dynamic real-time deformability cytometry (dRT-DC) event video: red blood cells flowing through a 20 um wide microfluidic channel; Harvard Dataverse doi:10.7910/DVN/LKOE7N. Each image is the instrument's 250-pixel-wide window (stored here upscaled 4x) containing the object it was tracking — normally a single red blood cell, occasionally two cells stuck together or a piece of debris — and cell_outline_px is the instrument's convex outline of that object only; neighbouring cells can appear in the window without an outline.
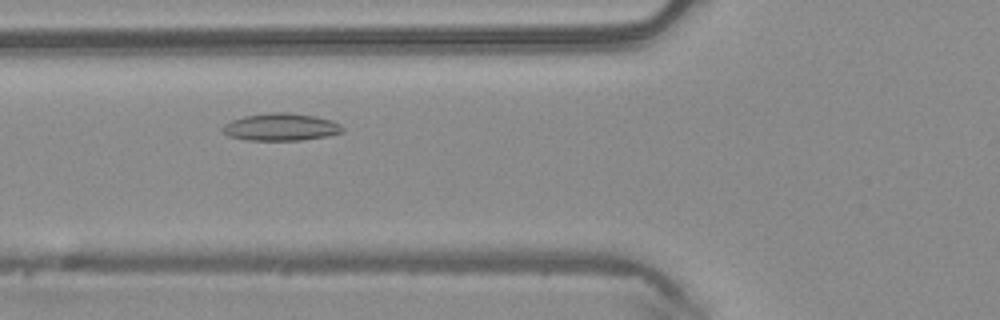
{"species": "common noctule bat (a hibernating species)", "species_latin": "Nyctalus noctula", "temperature_condition": "warm", "stored_images_in_passage": 30, "camera_frame_rate_fps": 3000, "um_per_image_px": 0.085, "animal": {"sex": "male", "body_mass_g": 20.4}, "frame": {"image": 1, "passage_image": 4, "time_ms": 1.0, "image_size_px": [1000, 320], "cell_outline_px": [[344, 132], [328, 136], [300, 140], [248, 140], [228, 136], [220, 128], [224, 124], [232, 120], [244, 116], [268, 112], [288, 112], [316, 116], [332, 120], [340, 124], [344, 128]], "centroid_in_image_um": [23.89, 10.79], "position_along_channel_um": 101.9, "area_um2": 19.31}}
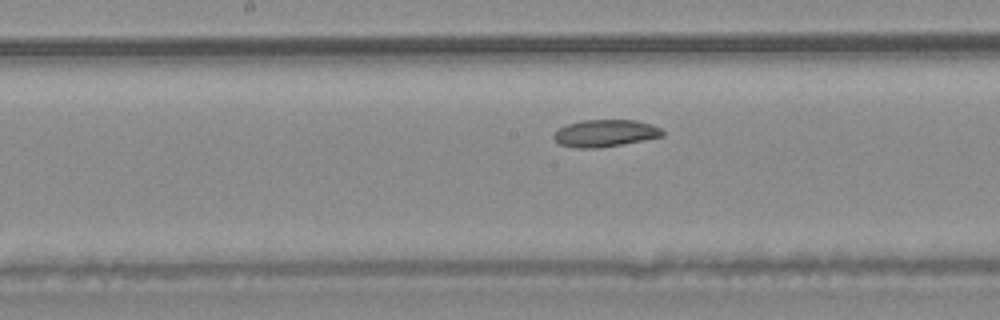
{"frame": {"image": 2, "passage_image": 11, "time_ms": 3.333, "image_size_px": [1000, 320], "cell_outline_px": [[664, 136], [644, 140], [600, 148], [576, 148], [560, 144], [552, 136], [560, 128], [568, 124], [580, 120], [636, 120], [660, 128], [664, 132]], "centroid_in_image_um": [51.44, 11.33], "position_along_channel_um": 196.8, "area_um2": 17.05}}
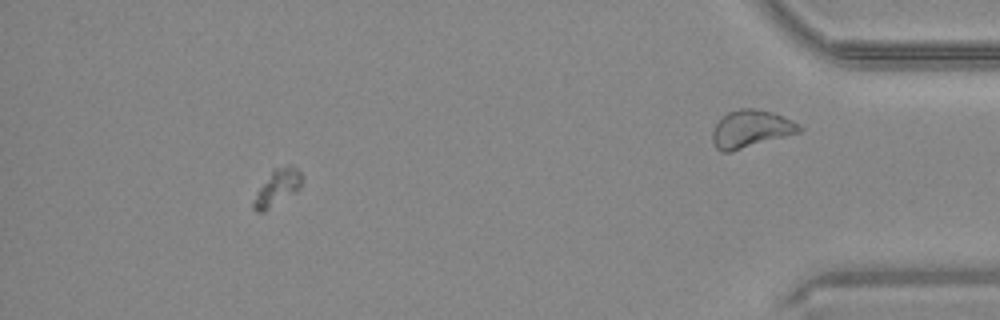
{"frame": {"image": 3, "passage_image": 24, "time_ms": 7.667, "image_size_px": [1000, 320], "cell_outline_px": [[300, 188], [264, 212], [256, 212], [252, 208], [252, 204], [256, 192], [272, 168], [288, 164], [292, 164], [300, 172]], "centroid_in_image_um": [23.51, 15.92], "position_along_channel_um": 411.7, "area_um2": 10.17}}